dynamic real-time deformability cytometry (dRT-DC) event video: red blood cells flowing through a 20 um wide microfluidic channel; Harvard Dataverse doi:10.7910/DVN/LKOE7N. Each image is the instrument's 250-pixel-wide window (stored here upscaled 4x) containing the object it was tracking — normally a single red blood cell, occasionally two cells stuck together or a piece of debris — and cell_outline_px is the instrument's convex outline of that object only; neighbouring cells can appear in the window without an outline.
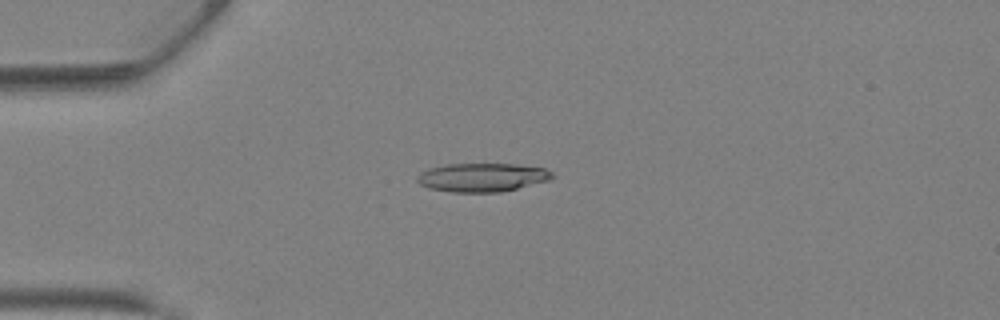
{"species": "Egyptian fruit bat (a non-hibernating species)", "species_latin": "Rousettus aegyptiacus", "temperature_condition": "warm", "stored_images_in_passage": 42, "camera_frame_rate_fps": 3000, "um_per_image_px": 0.085, "animal": {"sex": "female"}, "frame": {"image": 1, "passage_image": 11, "time_ms": 3.333, "image_size_px": [1000, 320], "cell_outline_px": [[552, 176], [548, 180], [500, 192], [452, 192], [428, 188], [420, 184], [416, 180], [416, 176], [420, 172], [428, 168], [448, 164], [516, 164], [544, 168], [552, 172]], "centroid_in_image_um": [40.92, 15.07], "position_along_channel_um": 44.1, "area_um2": 22.37}}
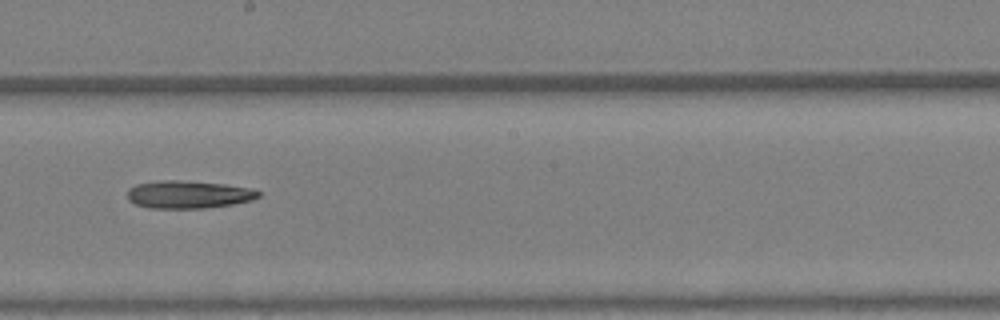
{"frame": {"image": 2, "passage_image": 24, "time_ms": 7.667, "image_size_px": [1000, 320], "cell_outline_px": [[260, 196], [252, 200], [232, 204], [204, 208], [148, 208], [136, 204], [128, 200], [128, 188], [136, 184], [156, 180], [176, 180], [224, 184], [252, 188], [260, 192]], "centroid_in_image_um": [15.99, 16.53], "position_along_channel_um": 232.2, "area_um2": 21.21}}
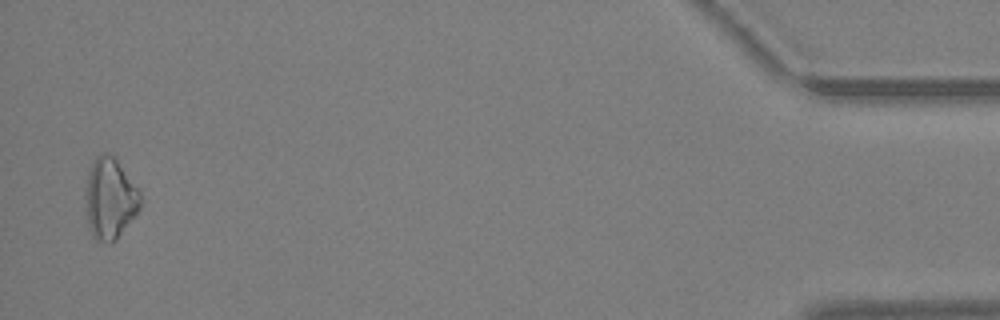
{"frame": {"image": 3, "passage_image": 41, "time_ms": 13.333, "image_size_px": [1000, 320], "cell_outline_px": [[140, 208], [116, 240], [96, 240], [92, 236], [88, 224], [84, 196], [88, 172], [96, 156], [104, 152], [108, 152], [116, 160], [140, 192]], "centroid_in_image_um": [9.31, 16.86], "position_along_channel_um": 425.9, "area_um2": 25.49}}